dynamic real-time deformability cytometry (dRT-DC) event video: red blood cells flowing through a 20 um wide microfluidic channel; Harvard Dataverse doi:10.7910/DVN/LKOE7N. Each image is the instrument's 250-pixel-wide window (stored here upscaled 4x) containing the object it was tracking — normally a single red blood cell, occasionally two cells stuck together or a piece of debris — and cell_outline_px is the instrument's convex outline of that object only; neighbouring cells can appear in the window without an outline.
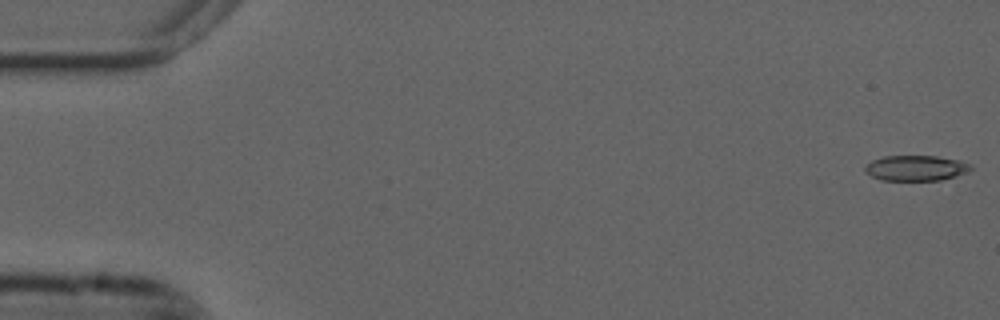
{"species": "common noctule bat (a hibernating species)", "species_latin": "Nyctalus noctula", "temperature_condition": "cold", "stored_images_in_passage": 52, "camera_frame_rate_fps": 3000, "um_per_image_px": 0.085, "animal": {"sex": "male", "forearm_length_mm": 52.5}, "frame": {"image": 1, "passage_image": 1, "time_ms": 0.0, "image_size_px": [1000, 320], "cell_outline_px": [[972, 168], [968, 172], [956, 176], [940, 180], [880, 180], [864, 172], [864, 168], [872, 160], [884, 156], [936, 156], [956, 160], [972, 164]], "centroid_in_image_um": [77.84, 14.29], "position_along_channel_um": 7.2, "area_um2": 15.61}}
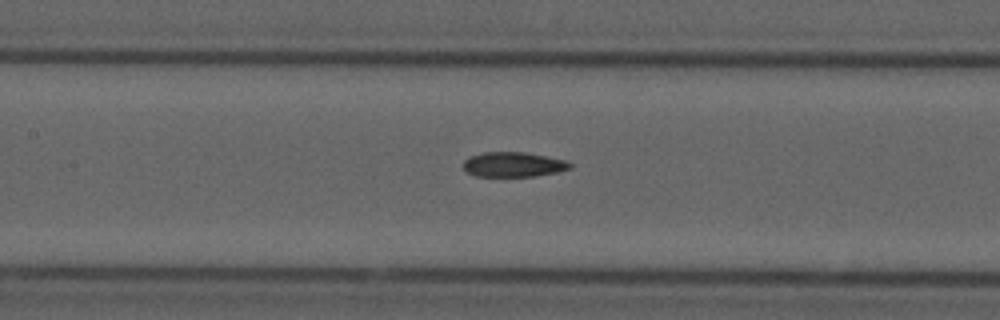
{"frame": {"image": 2, "passage_image": 25, "time_ms": 8.0, "image_size_px": [1000, 320], "cell_outline_px": [[572, 168], [556, 172], [532, 176], [476, 176], [468, 172], [464, 168], [464, 160], [468, 156], [484, 152], [524, 152], [564, 160], [572, 164]], "centroid_in_image_um": [43.61, 13.97], "position_along_channel_um": 163.8, "area_um2": 15.26}}
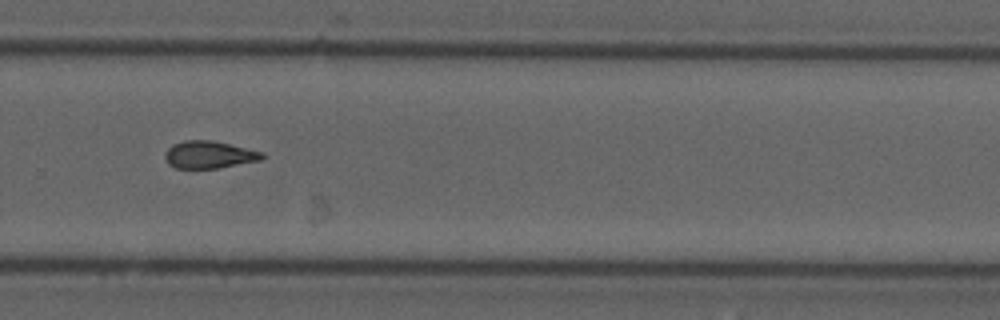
{"frame": {"image": 3, "passage_image": 37, "time_ms": 12.0, "image_size_px": [1000, 320], "cell_outline_px": [[268, 156], [260, 160], [220, 168], [176, 168], [168, 164], [164, 156], [168, 148], [172, 144], [184, 140], [212, 140], [264, 152]], "centroid_in_image_um": [17.8, 13.15], "position_along_channel_um": 312.0, "area_um2": 15.61}, "authors_computed_cell_mechanics": {"area_um2": 15.9239, "velocity_mm_per_s": 3.7261, "shape_relaxation_time_tau1_ms": null, "shape_relaxation_time_tau2_ms": 5.5576, "deformation_change_tau1": null, "deformation_change_tau2": 0.122}}